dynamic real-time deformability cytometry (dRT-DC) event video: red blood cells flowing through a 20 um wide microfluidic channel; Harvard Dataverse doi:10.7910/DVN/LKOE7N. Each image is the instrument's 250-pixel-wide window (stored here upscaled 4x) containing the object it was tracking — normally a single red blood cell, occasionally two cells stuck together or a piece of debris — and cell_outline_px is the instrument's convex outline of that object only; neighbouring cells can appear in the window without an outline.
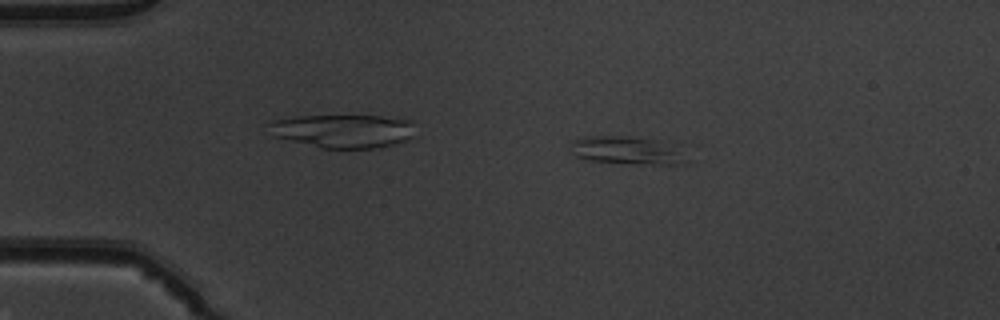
{"species": "common noctule bat (a hibernating species)", "species_latin": "Nyctalus noctula", "temperature_condition": "warm", "stored_images_in_passage": 51, "camera_frame_rate_fps": 3000, "um_per_image_px": 0.085, "animal": {"sex": "male", "body_mass_g": 19.5, "forearm_length_mm": 54.6}, "frame": {"image": 1, "passage_image": 10, "time_ms": 3.0, "image_size_px": [1000, 320], "cell_outline_px": [[692, 160], [680, 164], [656, 164], [588, 160], [576, 156], [572, 144], [572, 140], [588, 136], [624, 136], [652, 140]], "centroid_in_image_um": [53.18, 12.79], "position_along_channel_um": 31.8, "area_um2": 17.51}}
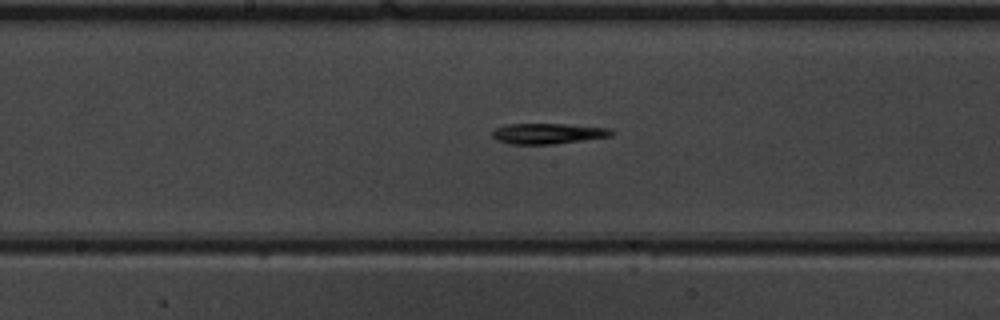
{"frame": {"image": 2, "passage_image": 27, "time_ms": 8.667, "image_size_px": [1000, 320], "cell_outline_px": [[616, 132], [612, 136], [552, 144], [512, 144], [496, 140], [492, 136], [492, 132], [496, 128], [504, 124], [564, 124], [608, 128]], "centroid_in_image_um": [46.56, 11.35], "position_along_channel_um": 201.6, "area_um2": 14.22}}
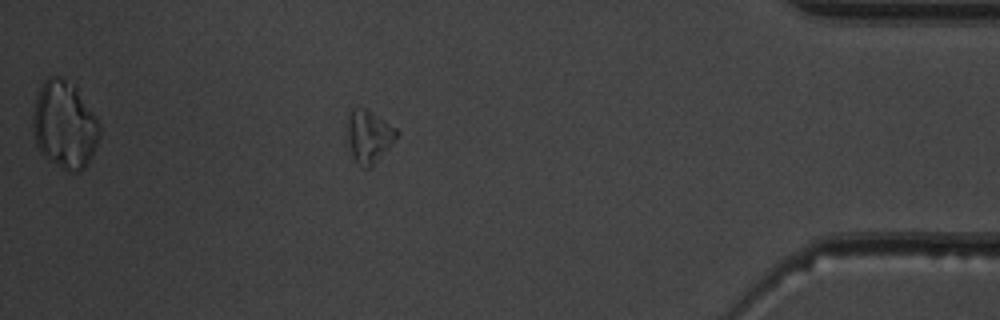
{"frame": {"image": 3, "passage_image": 45, "time_ms": 14.667, "image_size_px": [1000, 320], "cell_outline_px": [[400, 132], [396, 140], [372, 168], [364, 168], [352, 156], [344, 140], [344, 124], [352, 108], [356, 104], [364, 108], [396, 128]], "centroid_in_image_um": [31.28, 11.59], "position_along_channel_um": 403.9, "area_um2": 16.01}, "authors_computed_cell_mechanics": {"area_um2": 14.6812, "velocity_mm_per_s": 4.0253, "shape_relaxation_time_tau1_ms": 6.8893, "shape_relaxation_time_tau2_ms": null, "deformation_change_tau1": 0.2163, "deformation_change_tau2": null}}